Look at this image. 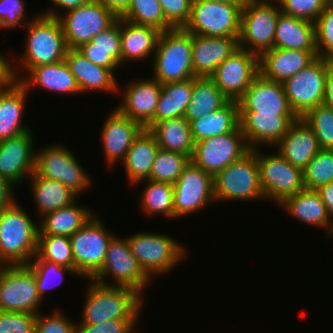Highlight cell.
<instances>
[{"mask_svg":"<svg viewBox=\"0 0 333 333\" xmlns=\"http://www.w3.org/2000/svg\"><path fill=\"white\" fill-rule=\"evenodd\" d=\"M325 60L327 62L328 68L333 70V51H331L326 57Z\"/></svg>","mask_w":333,"mask_h":333,"instance_id":"e7e4bbea","label":"cell"},{"mask_svg":"<svg viewBox=\"0 0 333 333\" xmlns=\"http://www.w3.org/2000/svg\"><path fill=\"white\" fill-rule=\"evenodd\" d=\"M77 50L93 64L108 68L113 73L122 67L113 58V50H102L101 48H77Z\"/></svg>","mask_w":333,"mask_h":333,"instance_id":"9f6ffc18","label":"cell"},{"mask_svg":"<svg viewBox=\"0 0 333 333\" xmlns=\"http://www.w3.org/2000/svg\"><path fill=\"white\" fill-rule=\"evenodd\" d=\"M316 191L325 204L328 214L333 220V182L319 186Z\"/></svg>","mask_w":333,"mask_h":333,"instance_id":"94428289","label":"cell"},{"mask_svg":"<svg viewBox=\"0 0 333 333\" xmlns=\"http://www.w3.org/2000/svg\"><path fill=\"white\" fill-rule=\"evenodd\" d=\"M38 231V224L17 201L1 209L0 261L4 265H27L36 255Z\"/></svg>","mask_w":333,"mask_h":333,"instance_id":"7a4b0ae2","label":"cell"},{"mask_svg":"<svg viewBox=\"0 0 333 333\" xmlns=\"http://www.w3.org/2000/svg\"><path fill=\"white\" fill-rule=\"evenodd\" d=\"M228 101L210 77H194L191 100L184 117L188 122L193 121L220 109Z\"/></svg>","mask_w":333,"mask_h":333,"instance_id":"f35d334b","label":"cell"},{"mask_svg":"<svg viewBox=\"0 0 333 333\" xmlns=\"http://www.w3.org/2000/svg\"><path fill=\"white\" fill-rule=\"evenodd\" d=\"M296 220L326 229V235L333 236V220L315 189H303L287 197L280 205Z\"/></svg>","mask_w":333,"mask_h":333,"instance_id":"f1b7e54d","label":"cell"},{"mask_svg":"<svg viewBox=\"0 0 333 333\" xmlns=\"http://www.w3.org/2000/svg\"><path fill=\"white\" fill-rule=\"evenodd\" d=\"M80 323L100 324L113 319H139L144 297L124 286L88 282Z\"/></svg>","mask_w":333,"mask_h":333,"instance_id":"6da1fadb","label":"cell"},{"mask_svg":"<svg viewBox=\"0 0 333 333\" xmlns=\"http://www.w3.org/2000/svg\"><path fill=\"white\" fill-rule=\"evenodd\" d=\"M333 182V150L321 149L303 170L305 189Z\"/></svg>","mask_w":333,"mask_h":333,"instance_id":"bcb514c9","label":"cell"},{"mask_svg":"<svg viewBox=\"0 0 333 333\" xmlns=\"http://www.w3.org/2000/svg\"><path fill=\"white\" fill-rule=\"evenodd\" d=\"M27 266L34 273L37 291L42 300L47 290L59 286L63 282L65 274L71 273L78 276L72 268L61 266L60 264L47 260H40L36 255Z\"/></svg>","mask_w":333,"mask_h":333,"instance_id":"7bdbcfd3","label":"cell"},{"mask_svg":"<svg viewBox=\"0 0 333 333\" xmlns=\"http://www.w3.org/2000/svg\"><path fill=\"white\" fill-rule=\"evenodd\" d=\"M239 112L295 115L291 110L282 83L264 78L260 73L238 100Z\"/></svg>","mask_w":333,"mask_h":333,"instance_id":"ffe728a7","label":"cell"},{"mask_svg":"<svg viewBox=\"0 0 333 333\" xmlns=\"http://www.w3.org/2000/svg\"><path fill=\"white\" fill-rule=\"evenodd\" d=\"M143 127L136 121L122 115L117 109L108 115L101 128V142L107 165L123 162L133 140Z\"/></svg>","mask_w":333,"mask_h":333,"instance_id":"603a6c76","label":"cell"},{"mask_svg":"<svg viewBox=\"0 0 333 333\" xmlns=\"http://www.w3.org/2000/svg\"><path fill=\"white\" fill-rule=\"evenodd\" d=\"M25 5L24 0H0V28L10 29L25 25L26 21L22 20H30L25 15Z\"/></svg>","mask_w":333,"mask_h":333,"instance_id":"11a10c76","label":"cell"},{"mask_svg":"<svg viewBox=\"0 0 333 333\" xmlns=\"http://www.w3.org/2000/svg\"><path fill=\"white\" fill-rule=\"evenodd\" d=\"M149 130L155 135L160 149L192 157L194 142L190 124L185 117L163 120Z\"/></svg>","mask_w":333,"mask_h":333,"instance_id":"74e56055","label":"cell"},{"mask_svg":"<svg viewBox=\"0 0 333 333\" xmlns=\"http://www.w3.org/2000/svg\"><path fill=\"white\" fill-rule=\"evenodd\" d=\"M256 157L265 200H273L280 205L287 197L304 189L303 171L278 152L266 155L260 148H256Z\"/></svg>","mask_w":333,"mask_h":333,"instance_id":"8fae6325","label":"cell"},{"mask_svg":"<svg viewBox=\"0 0 333 333\" xmlns=\"http://www.w3.org/2000/svg\"><path fill=\"white\" fill-rule=\"evenodd\" d=\"M239 126L235 131L194 143L190 161L213 177L250 151Z\"/></svg>","mask_w":333,"mask_h":333,"instance_id":"2e32d148","label":"cell"},{"mask_svg":"<svg viewBox=\"0 0 333 333\" xmlns=\"http://www.w3.org/2000/svg\"><path fill=\"white\" fill-rule=\"evenodd\" d=\"M273 48L317 52L314 22L280 11Z\"/></svg>","mask_w":333,"mask_h":333,"instance_id":"4dcf8cb0","label":"cell"},{"mask_svg":"<svg viewBox=\"0 0 333 333\" xmlns=\"http://www.w3.org/2000/svg\"><path fill=\"white\" fill-rule=\"evenodd\" d=\"M238 39L192 34V65L195 77H211L218 65L239 48Z\"/></svg>","mask_w":333,"mask_h":333,"instance_id":"cb8c5ba5","label":"cell"},{"mask_svg":"<svg viewBox=\"0 0 333 333\" xmlns=\"http://www.w3.org/2000/svg\"><path fill=\"white\" fill-rule=\"evenodd\" d=\"M314 131L321 149L333 150V108L326 104L308 110L302 117Z\"/></svg>","mask_w":333,"mask_h":333,"instance_id":"f6af8a7d","label":"cell"},{"mask_svg":"<svg viewBox=\"0 0 333 333\" xmlns=\"http://www.w3.org/2000/svg\"><path fill=\"white\" fill-rule=\"evenodd\" d=\"M126 238L131 252L150 279L170 273L188 257L185 247L167 234L138 232Z\"/></svg>","mask_w":333,"mask_h":333,"instance_id":"5b68a950","label":"cell"},{"mask_svg":"<svg viewBox=\"0 0 333 333\" xmlns=\"http://www.w3.org/2000/svg\"><path fill=\"white\" fill-rule=\"evenodd\" d=\"M111 11H113L118 17L127 9L130 0H96Z\"/></svg>","mask_w":333,"mask_h":333,"instance_id":"6125c7cd","label":"cell"},{"mask_svg":"<svg viewBox=\"0 0 333 333\" xmlns=\"http://www.w3.org/2000/svg\"><path fill=\"white\" fill-rule=\"evenodd\" d=\"M215 203L265 199L260 185L256 149L232 162L213 177ZM219 201V202H218Z\"/></svg>","mask_w":333,"mask_h":333,"instance_id":"8992f818","label":"cell"},{"mask_svg":"<svg viewBox=\"0 0 333 333\" xmlns=\"http://www.w3.org/2000/svg\"><path fill=\"white\" fill-rule=\"evenodd\" d=\"M24 26L27 29L26 49L20 55V60L17 59L24 73L33 67L65 59L68 47L58 18L39 13Z\"/></svg>","mask_w":333,"mask_h":333,"instance_id":"3957f363","label":"cell"},{"mask_svg":"<svg viewBox=\"0 0 333 333\" xmlns=\"http://www.w3.org/2000/svg\"><path fill=\"white\" fill-rule=\"evenodd\" d=\"M65 15V16H64ZM59 16L68 48L77 49L110 27L118 16L96 0H89Z\"/></svg>","mask_w":333,"mask_h":333,"instance_id":"7c38bea8","label":"cell"},{"mask_svg":"<svg viewBox=\"0 0 333 333\" xmlns=\"http://www.w3.org/2000/svg\"><path fill=\"white\" fill-rule=\"evenodd\" d=\"M218 2H245V0H215Z\"/></svg>","mask_w":333,"mask_h":333,"instance_id":"03108f58","label":"cell"},{"mask_svg":"<svg viewBox=\"0 0 333 333\" xmlns=\"http://www.w3.org/2000/svg\"><path fill=\"white\" fill-rule=\"evenodd\" d=\"M161 31L120 18L121 66L147 59L155 53Z\"/></svg>","mask_w":333,"mask_h":333,"instance_id":"f546056e","label":"cell"},{"mask_svg":"<svg viewBox=\"0 0 333 333\" xmlns=\"http://www.w3.org/2000/svg\"><path fill=\"white\" fill-rule=\"evenodd\" d=\"M146 181L141 199V208L147 215L162 214L165 218L174 219L173 185L153 180Z\"/></svg>","mask_w":333,"mask_h":333,"instance_id":"ab89813d","label":"cell"},{"mask_svg":"<svg viewBox=\"0 0 333 333\" xmlns=\"http://www.w3.org/2000/svg\"><path fill=\"white\" fill-rule=\"evenodd\" d=\"M64 60L75 77L80 93H119L120 87L115 74L108 68L93 64L77 49L68 48Z\"/></svg>","mask_w":333,"mask_h":333,"instance_id":"484cf974","label":"cell"},{"mask_svg":"<svg viewBox=\"0 0 333 333\" xmlns=\"http://www.w3.org/2000/svg\"><path fill=\"white\" fill-rule=\"evenodd\" d=\"M189 162V156L159 148L153 161L149 180L173 185Z\"/></svg>","mask_w":333,"mask_h":333,"instance_id":"b9f144b4","label":"cell"},{"mask_svg":"<svg viewBox=\"0 0 333 333\" xmlns=\"http://www.w3.org/2000/svg\"><path fill=\"white\" fill-rule=\"evenodd\" d=\"M123 100L116 109L138 122L143 128L152 127V118L162 90V84L153 79H136L124 86Z\"/></svg>","mask_w":333,"mask_h":333,"instance_id":"44dd1931","label":"cell"},{"mask_svg":"<svg viewBox=\"0 0 333 333\" xmlns=\"http://www.w3.org/2000/svg\"><path fill=\"white\" fill-rule=\"evenodd\" d=\"M4 267V264L0 261V270Z\"/></svg>","mask_w":333,"mask_h":333,"instance_id":"003e7915","label":"cell"},{"mask_svg":"<svg viewBox=\"0 0 333 333\" xmlns=\"http://www.w3.org/2000/svg\"><path fill=\"white\" fill-rule=\"evenodd\" d=\"M73 203L70 206L54 210L40 219L38 235H58L70 237L94 216L91 209Z\"/></svg>","mask_w":333,"mask_h":333,"instance_id":"d590c367","label":"cell"},{"mask_svg":"<svg viewBox=\"0 0 333 333\" xmlns=\"http://www.w3.org/2000/svg\"><path fill=\"white\" fill-rule=\"evenodd\" d=\"M166 23L172 28H184L190 18L192 0H159Z\"/></svg>","mask_w":333,"mask_h":333,"instance_id":"f5cc1de1","label":"cell"},{"mask_svg":"<svg viewBox=\"0 0 333 333\" xmlns=\"http://www.w3.org/2000/svg\"><path fill=\"white\" fill-rule=\"evenodd\" d=\"M280 11L278 0H245L241 13L239 47L258 57L271 50Z\"/></svg>","mask_w":333,"mask_h":333,"instance_id":"ba28073f","label":"cell"},{"mask_svg":"<svg viewBox=\"0 0 333 333\" xmlns=\"http://www.w3.org/2000/svg\"><path fill=\"white\" fill-rule=\"evenodd\" d=\"M331 0H278L283 13L315 22Z\"/></svg>","mask_w":333,"mask_h":333,"instance_id":"c3c4849f","label":"cell"},{"mask_svg":"<svg viewBox=\"0 0 333 333\" xmlns=\"http://www.w3.org/2000/svg\"><path fill=\"white\" fill-rule=\"evenodd\" d=\"M153 79L160 84L194 78L192 65V33L184 28L160 33L152 56Z\"/></svg>","mask_w":333,"mask_h":333,"instance_id":"277c9868","label":"cell"},{"mask_svg":"<svg viewBox=\"0 0 333 333\" xmlns=\"http://www.w3.org/2000/svg\"><path fill=\"white\" fill-rule=\"evenodd\" d=\"M36 256L74 270L71 242L67 236L38 235Z\"/></svg>","mask_w":333,"mask_h":333,"instance_id":"ee69618b","label":"cell"},{"mask_svg":"<svg viewBox=\"0 0 333 333\" xmlns=\"http://www.w3.org/2000/svg\"><path fill=\"white\" fill-rule=\"evenodd\" d=\"M138 319H113L100 324L76 323V333H135Z\"/></svg>","mask_w":333,"mask_h":333,"instance_id":"db71d44e","label":"cell"},{"mask_svg":"<svg viewBox=\"0 0 333 333\" xmlns=\"http://www.w3.org/2000/svg\"><path fill=\"white\" fill-rule=\"evenodd\" d=\"M324 104L333 108V70H327Z\"/></svg>","mask_w":333,"mask_h":333,"instance_id":"be15d7a7","label":"cell"},{"mask_svg":"<svg viewBox=\"0 0 333 333\" xmlns=\"http://www.w3.org/2000/svg\"><path fill=\"white\" fill-rule=\"evenodd\" d=\"M35 333H76V322L57 308L48 316H42L39 312L36 316Z\"/></svg>","mask_w":333,"mask_h":333,"instance_id":"f907efd6","label":"cell"},{"mask_svg":"<svg viewBox=\"0 0 333 333\" xmlns=\"http://www.w3.org/2000/svg\"><path fill=\"white\" fill-rule=\"evenodd\" d=\"M193 90V78L162 85V90L152 118L155 123L184 117Z\"/></svg>","mask_w":333,"mask_h":333,"instance_id":"8d00e7d4","label":"cell"},{"mask_svg":"<svg viewBox=\"0 0 333 333\" xmlns=\"http://www.w3.org/2000/svg\"><path fill=\"white\" fill-rule=\"evenodd\" d=\"M158 149L155 135L149 129L143 128L133 140L122 163L130 185H138L143 180L150 178Z\"/></svg>","mask_w":333,"mask_h":333,"instance_id":"1f68e13d","label":"cell"},{"mask_svg":"<svg viewBox=\"0 0 333 333\" xmlns=\"http://www.w3.org/2000/svg\"><path fill=\"white\" fill-rule=\"evenodd\" d=\"M259 74V57L238 48L218 65L210 77L228 100L238 101Z\"/></svg>","mask_w":333,"mask_h":333,"instance_id":"ac0fdd59","label":"cell"},{"mask_svg":"<svg viewBox=\"0 0 333 333\" xmlns=\"http://www.w3.org/2000/svg\"><path fill=\"white\" fill-rule=\"evenodd\" d=\"M42 301L27 265H4L0 270V311L37 314Z\"/></svg>","mask_w":333,"mask_h":333,"instance_id":"4fadbf2b","label":"cell"},{"mask_svg":"<svg viewBox=\"0 0 333 333\" xmlns=\"http://www.w3.org/2000/svg\"><path fill=\"white\" fill-rule=\"evenodd\" d=\"M316 57L317 52L272 48L259 57V73L268 80L284 83Z\"/></svg>","mask_w":333,"mask_h":333,"instance_id":"4316f807","label":"cell"},{"mask_svg":"<svg viewBox=\"0 0 333 333\" xmlns=\"http://www.w3.org/2000/svg\"><path fill=\"white\" fill-rule=\"evenodd\" d=\"M239 113L240 127L250 149L260 148L263 144L275 146L298 118L296 115Z\"/></svg>","mask_w":333,"mask_h":333,"instance_id":"7402d4cb","label":"cell"},{"mask_svg":"<svg viewBox=\"0 0 333 333\" xmlns=\"http://www.w3.org/2000/svg\"><path fill=\"white\" fill-rule=\"evenodd\" d=\"M49 1H51L54 7L52 5V8H49L48 11L43 12L41 14L53 18H58L59 16H61V14L59 13V9H62L63 11L75 9L76 7L88 2L89 0H49Z\"/></svg>","mask_w":333,"mask_h":333,"instance_id":"680465c9","label":"cell"},{"mask_svg":"<svg viewBox=\"0 0 333 333\" xmlns=\"http://www.w3.org/2000/svg\"><path fill=\"white\" fill-rule=\"evenodd\" d=\"M16 80L28 91L32 87H41L45 91H52L64 94H79L80 90L65 60L60 62L40 65L31 68L27 74L20 77L16 75Z\"/></svg>","mask_w":333,"mask_h":333,"instance_id":"83f0119b","label":"cell"},{"mask_svg":"<svg viewBox=\"0 0 333 333\" xmlns=\"http://www.w3.org/2000/svg\"><path fill=\"white\" fill-rule=\"evenodd\" d=\"M244 3L192 0L190 18L184 29L207 37L239 38Z\"/></svg>","mask_w":333,"mask_h":333,"instance_id":"52a82bcc","label":"cell"},{"mask_svg":"<svg viewBox=\"0 0 333 333\" xmlns=\"http://www.w3.org/2000/svg\"><path fill=\"white\" fill-rule=\"evenodd\" d=\"M120 18L151 26L163 32L172 29L167 23L159 0H130L127 9Z\"/></svg>","mask_w":333,"mask_h":333,"instance_id":"60d3db41","label":"cell"},{"mask_svg":"<svg viewBox=\"0 0 333 333\" xmlns=\"http://www.w3.org/2000/svg\"><path fill=\"white\" fill-rule=\"evenodd\" d=\"M78 48H101L113 50V58L121 65L120 17L107 29L95 36L92 41Z\"/></svg>","mask_w":333,"mask_h":333,"instance_id":"681fc988","label":"cell"},{"mask_svg":"<svg viewBox=\"0 0 333 333\" xmlns=\"http://www.w3.org/2000/svg\"><path fill=\"white\" fill-rule=\"evenodd\" d=\"M28 94L18 81L9 88L0 90V141L31 130L22 123Z\"/></svg>","mask_w":333,"mask_h":333,"instance_id":"d6a6232c","label":"cell"},{"mask_svg":"<svg viewBox=\"0 0 333 333\" xmlns=\"http://www.w3.org/2000/svg\"><path fill=\"white\" fill-rule=\"evenodd\" d=\"M65 146L52 145L36 151L35 172L45 178L58 181L71 188L78 195L91 186L89 174L82 168L70 150Z\"/></svg>","mask_w":333,"mask_h":333,"instance_id":"9a60e30c","label":"cell"},{"mask_svg":"<svg viewBox=\"0 0 333 333\" xmlns=\"http://www.w3.org/2000/svg\"><path fill=\"white\" fill-rule=\"evenodd\" d=\"M275 148L283 158L302 171L321 150L313 129L301 118L291 124Z\"/></svg>","mask_w":333,"mask_h":333,"instance_id":"d4e9b609","label":"cell"},{"mask_svg":"<svg viewBox=\"0 0 333 333\" xmlns=\"http://www.w3.org/2000/svg\"><path fill=\"white\" fill-rule=\"evenodd\" d=\"M328 65L323 57H316L283 84L291 110L301 118L308 110L324 103Z\"/></svg>","mask_w":333,"mask_h":333,"instance_id":"5bb4252c","label":"cell"},{"mask_svg":"<svg viewBox=\"0 0 333 333\" xmlns=\"http://www.w3.org/2000/svg\"><path fill=\"white\" fill-rule=\"evenodd\" d=\"M32 133L29 130L0 141V176L13 185L22 184L35 172L36 151Z\"/></svg>","mask_w":333,"mask_h":333,"instance_id":"d6986e66","label":"cell"},{"mask_svg":"<svg viewBox=\"0 0 333 333\" xmlns=\"http://www.w3.org/2000/svg\"><path fill=\"white\" fill-rule=\"evenodd\" d=\"M213 184V176L190 161L173 184L174 219L203 210L214 203Z\"/></svg>","mask_w":333,"mask_h":333,"instance_id":"e0dca14e","label":"cell"},{"mask_svg":"<svg viewBox=\"0 0 333 333\" xmlns=\"http://www.w3.org/2000/svg\"><path fill=\"white\" fill-rule=\"evenodd\" d=\"M11 63L10 59L8 60L0 52V90L9 88L17 81L16 75L18 72H16V67H14L15 65Z\"/></svg>","mask_w":333,"mask_h":333,"instance_id":"6f0895ef","label":"cell"},{"mask_svg":"<svg viewBox=\"0 0 333 333\" xmlns=\"http://www.w3.org/2000/svg\"><path fill=\"white\" fill-rule=\"evenodd\" d=\"M315 24L316 48L318 57L325 58L333 51V2L331 1L319 15Z\"/></svg>","mask_w":333,"mask_h":333,"instance_id":"7dc6e473","label":"cell"},{"mask_svg":"<svg viewBox=\"0 0 333 333\" xmlns=\"http://www.w3.org/2000/svg\"><path fill=\"white\" fill-rule=\"evenodd\" d=\"M193 142L235 131L240 126L238 101L229 100L223 107L189 122Z\"/></svg>","mask_w":333,"mask_h":333,"instance_id":"836d02e7","label":"cell"},{"mask_svg":"<svg viewBox=\"0 0 333 333\" xmlns=\"http://www.w3.org/2000/svg\"><path fill=\"white\" fill-rule=\"evenodd\" d=\"M35 313L0 311V333H35Z\"/></svg>","mask_w":333,"mask_h":333,"instance_id":"816d5d0a","label":"cell"},{"mask_svg":"<svg viewBox=\"0 0 333 333\" xmlns=\"http://www.w3.org/2000/svg\"><path fill=\"white\" fill-rule=\"evenodd\" d=\"M14 186L7 179L0 176V210L11 206L16 202L15 197H13Z\"/></svg>","mask_w":333,"mask_h":333,"instance_id":"91938a15","label":"cell"},{"mask_svg":"<svg viewBox=\"0 0 333 333\" xmlns=\"http://www.w3.org/2000/svg\"><path fill=\"white\" fill-rule=\"evenodd\" d=\"M108 277H112L114 283L106 280ZM92 279L104 285L124 286L134 289L141 296L145 287L149 286V281H151L131 252L127 238L122 239L116 235L108 244L101 270Z\"/></svg>","mask_w":333,"mask_h":333,"instance_id":"30bf717a","label":"cell"},{"mask_svg":"<svg viewBox=\"0 0 333 333\" xmlns=\"http://www.w3.org/2000/svg\"><path fill=\"white\" fill-rule=\"evenodd\" d=\"M31 194L40 215L72 205L79 196L71 188L53 179L39 176L34 172L30 176Z\"/></svg>","mask_w":333,"mask_h":333,"instance_id":"e575fe53","label":"cell"},{"mask_svg":"<svg viewBox=\"0 0 333 333\" xmlns=\"http://www.w3.org/2000/svg\"><path fill=\"white\" fill-rule=\"evenodd\" d=\"M95 215L69 237L74 259V271L85 279H92L102 268L108 244L115 236Z\"/></svg>","mask_w":333,"mask_h":333,"instance_id":"9c48e42d","label":"cell"}]
</instances>
